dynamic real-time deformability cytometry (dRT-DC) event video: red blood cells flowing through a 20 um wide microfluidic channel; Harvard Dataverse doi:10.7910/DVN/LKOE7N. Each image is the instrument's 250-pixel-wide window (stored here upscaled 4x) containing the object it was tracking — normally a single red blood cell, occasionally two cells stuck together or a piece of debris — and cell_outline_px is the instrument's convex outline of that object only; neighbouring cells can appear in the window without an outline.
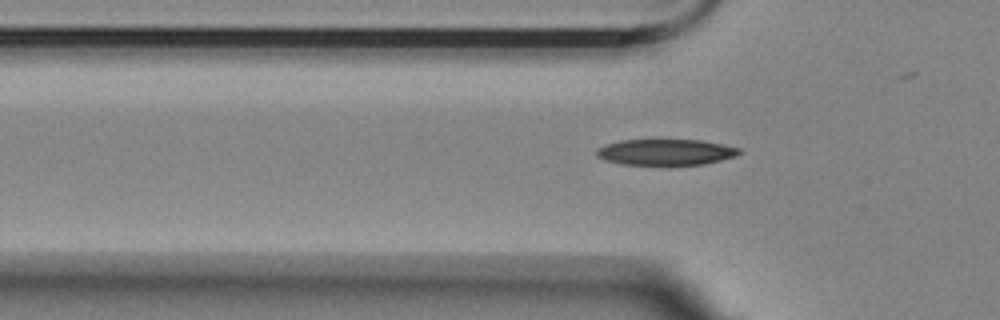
{"species": "Egyptian fruit bat (a non-hibernating species)", "species_latin": "Rousettus aegyptiacus", "temperature_condition": "room temperature", "stored_images_in_passage": 39, "camera_frame_rate_fps": 3000, "um_per_image_px": 0.085, "animal": {"sex": "female"}, "frame": {"image": 1, "passage_image": 11, "time_ms": 3.333, "image_size_px": [1000, 320], "cell_outline_px": [[744, 152], [736, 156], [704, 164], [624, 164], [604, 160], [596, 156], [596, 148], [620, 140], [700, 140], [740, 148]], "centroid_in_image_um": [56.59, 12.92], "position_along_channel_um": 69.2, "area_um2": 21.39}}
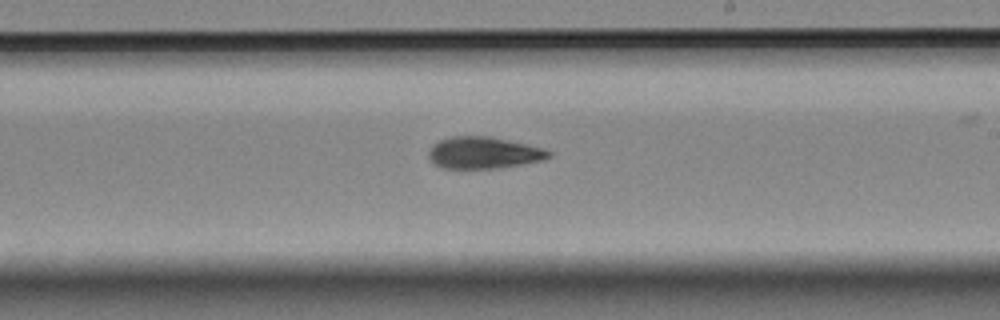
{"frame": {"image": 2, "passage_image": 26, "time_ms": 8.333, "image_size_px": [1000, 320], "cell_outline_px": [[552, 156], [544, 160], [496, 168], [444, 168], [436, 164], [428, 156], [428, 152], [432, 144], [440, 140], [452, 136], [492, 136], [540, 148], [552, 152]], "centroid_in_image_um": [41.09, 12.98], "position_along_channel_um": 247.9, "area_um2": 21.96}}
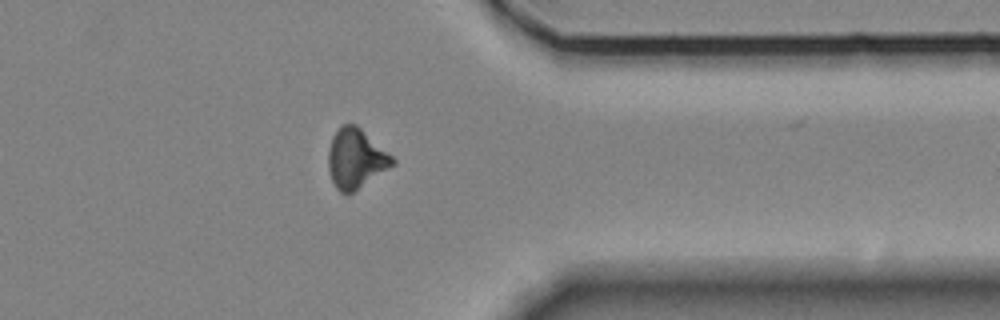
{"frame": {"image": 3, "passage_image": 38, "time_ms": 12.333, "image_size_px": [1000, 320], "cell_outline_px": [[396, 164], [348, 196], [340, 192], [336, 188], [332, 180], [328, 168], [328, 148], [332, 136], [344, 124], [356, 124], [392, 156], [396, 160]], "centroid_in_image_um": [30.24, 13.52], "position_along_channel_um": 381.2, "area_um2": 22.37}}